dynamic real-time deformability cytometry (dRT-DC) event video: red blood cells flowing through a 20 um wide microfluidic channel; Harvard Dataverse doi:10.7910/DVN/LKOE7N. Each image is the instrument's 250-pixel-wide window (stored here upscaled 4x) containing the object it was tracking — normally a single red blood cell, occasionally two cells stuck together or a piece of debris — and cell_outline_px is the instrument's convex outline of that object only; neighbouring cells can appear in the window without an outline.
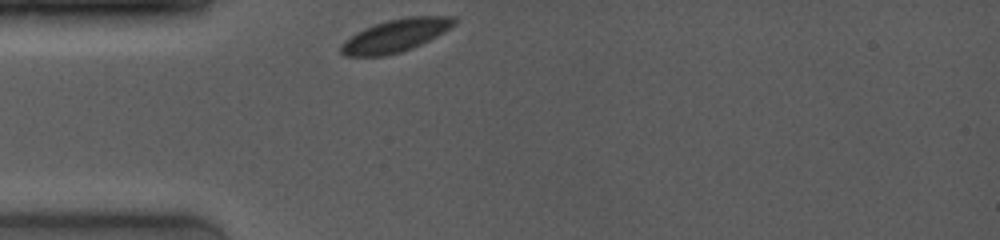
{"species": "common noctule bat (a hibernating species)", "species_latin": "Nyctalus noctula", "temperature_condition": "room temperature", "stored_images_in_passage": 22, "camera_frame_rate_fps": 4000, "um_per_image_px": 0.085, "animal": {"sex": "female", "body_mass_g": 19.0, "forearm_length_mm": 53.3}, "frame": {"image": 1, "passage_image": 1, "time_ms": 0.0, "image_size_px": [1000, 240], "cell_outline_px": [[456, 24], [444, 32], [412, 48], [400, 52], [384, 56], [344, 56], [340, 52], [340, 44], [344, 40], [356, 32], [364, 28], [388, 20], [408, 16], [456, 16]], "centroid_in_image_um": [33.61, 3.02], "position_along_channel_um": 51.4, "area_um2": 21.62}}
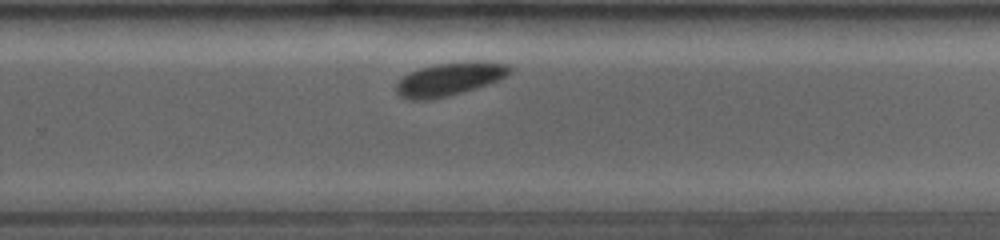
{"frame": {"image": 2, "passage_image": 15, "time_ms": 6.5, "image_size_px": [1000, 240], "cell_outline_px": [[512, 72], [500, 80], [488, 84], [448, 96], [428, 100], [408, 100], [400, 96], [396, 92], [396, 84], [408, 72], [432, 64], [508, 64], [512, 68]], "centroid_in_image_um": [38.12, 6.78], "position_along_channel_um": 291.7, "area_um2": 21.1}}
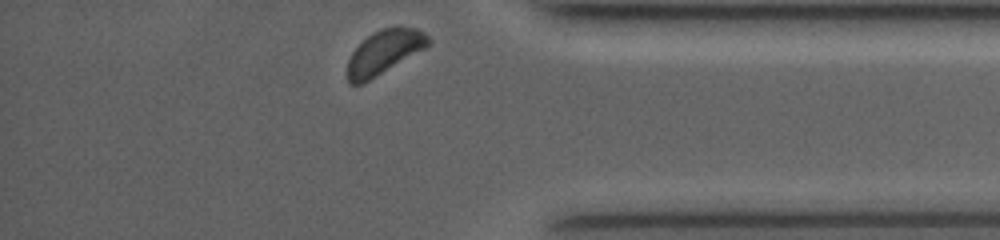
{"frame": {"image": 3, "passage_image": 22, "time_ms": 9.5, "image_size_px": [1000, 240], "cell_outline_px": [[432, 44], [368, 80], [360, 84], [348, 84], [348, 60], [352, 52], [368, 36], [384, 28], [396, 24], [400, 24], [416, 28], [424, 32], [432, 40]], "centroid_in_image_um": [32.71, 4.37], "position_along_channel_um": 402.5, "area_um2": 20.52}, "authors_computed_cell_mechanics": {"area_um2": 21.675, "velocity_mm_per_s": 3.8663, "shape_relaxation_time_tau1_ms": 0.6841, "shape_relaxation_time_tau2_ms": null, "deformation_change_tau1": 0.0351, "deformation_change_tau2": null}}